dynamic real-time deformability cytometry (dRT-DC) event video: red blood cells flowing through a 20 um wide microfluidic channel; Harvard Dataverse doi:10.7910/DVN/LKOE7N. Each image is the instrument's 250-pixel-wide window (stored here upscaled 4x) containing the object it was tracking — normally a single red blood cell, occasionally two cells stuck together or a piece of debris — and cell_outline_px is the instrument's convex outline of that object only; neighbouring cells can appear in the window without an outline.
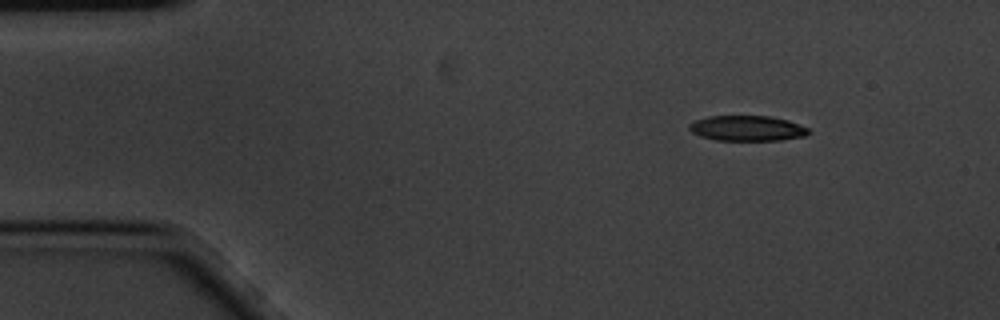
{"species": "common noctule bat (a hibernating species)", "species_latin": "Nyctalus noctula", "temperature_condition": "cold", "stored_images_in_passage": 3, "camera_frame_rate_fps": 3000, "um_per_image_px": 0.085, "animal": {"sex": "male", "body_mass_g": 20.1, "forearm_length_mm": 53.5}, "frame": {"image": 1, "passage_image": 1, "time_ms": 0.0, "image_size_px": [1000, 320], "cell_outline_px": [[812, 132], [804, 136], [780, 140], [716, 140], [700, 136], [692, 132], [688, 128], [688, 124], [696, 120], [708, 116], [772, 116], [788, 120], [808, 128]], "centroid_in_image_um": [63.51, 10.9], "position_along_channel_um": 21.5, "area_um2": 17.63}}